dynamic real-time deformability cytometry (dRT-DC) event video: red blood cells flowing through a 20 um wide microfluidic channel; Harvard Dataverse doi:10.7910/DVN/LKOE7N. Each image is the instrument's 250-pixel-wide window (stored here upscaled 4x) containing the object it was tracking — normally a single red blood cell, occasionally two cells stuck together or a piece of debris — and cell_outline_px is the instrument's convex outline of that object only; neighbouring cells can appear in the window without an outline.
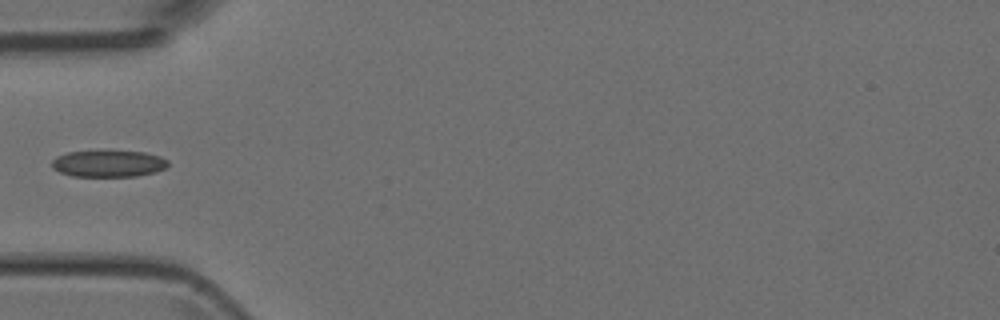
{"species": "Egyptian fruit bat (a non-hibernating species)", "species_latin": "Rousettus aegyptiacus", "temperature_condition": "room temperature", "stored_images_in_passage": 5, "camera_frame_rate_fps": 3000, "um_per_image_px": 0.085, "animal": {"sex": "female"}, "frame": {"image": 1, "passage_image": 5, "time_ms": 5.333, "image_size_px": [1000, 320], "cell_outline_px": [[168, 164], [164, 168], [156, 172], [136, 176], [72, 176], [60, 172], [52, 168], [52, 160], [56, 156], [68, 152], [100, 148], [144, 152], [160, 156], [168, 160]], "centroid_in_image_um": [9.19, 13.86], "position_along_channel_um": 75.8, "area_um2": 18.84}}